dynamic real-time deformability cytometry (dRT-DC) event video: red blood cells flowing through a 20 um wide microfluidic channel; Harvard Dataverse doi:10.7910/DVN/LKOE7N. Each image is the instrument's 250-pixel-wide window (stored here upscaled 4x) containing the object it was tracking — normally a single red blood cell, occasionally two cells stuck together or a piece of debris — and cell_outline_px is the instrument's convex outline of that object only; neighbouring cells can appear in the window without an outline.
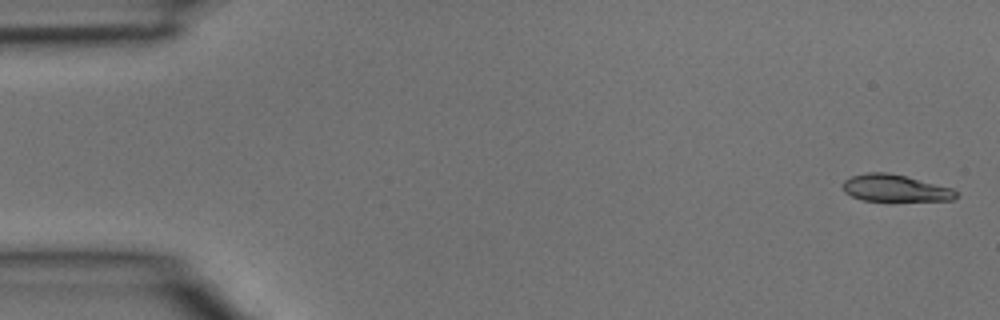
{"species": "common noctule bat (a hibernating species)", "species_latin": "Nyctalus noctula", "temperature_condition": "room temperature", "stored_images_in_passage": 3, "camera_frame_rate_fps": 3000, "um_per_image_px": 0.085, "animal": {"sex": "male", "body_mass_g": 15.6}, "frame": {"image": 1, "passage_image": 1, "time_ms": 0.0, "image_size_px": [1000, 320], "cell_outline_px": [[956, 196], [952, 200], [860, 200], [844, 192], [840, 184], [844, 180], [852, 176], [868, 172], [888, 172], [952, 188], [956, 192]], "centroid_in_image_um": [76.0, 15.98], "position_along_channel_um": 9.0, "area_um2": 17.51}}
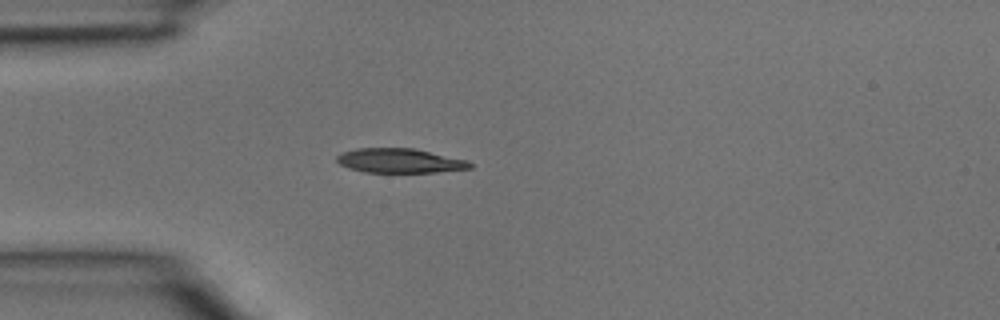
{"frame": {"image": 2, "passage_image": 3, "time_ms": 0.667, "image_size_px": [1000, 320], "cell_outline_px": [[472, 168], [436, 172], [364, 172], [348, 168], [340, 164], [336, 160], [336, 156], [344, 152], [356, 148], [412, 148], [468, 160], [472, 164]], "centroid_in_image_um": [33.97, 13.66], "position_along_channel_um": 51.0, "area_um2": 18.84}}